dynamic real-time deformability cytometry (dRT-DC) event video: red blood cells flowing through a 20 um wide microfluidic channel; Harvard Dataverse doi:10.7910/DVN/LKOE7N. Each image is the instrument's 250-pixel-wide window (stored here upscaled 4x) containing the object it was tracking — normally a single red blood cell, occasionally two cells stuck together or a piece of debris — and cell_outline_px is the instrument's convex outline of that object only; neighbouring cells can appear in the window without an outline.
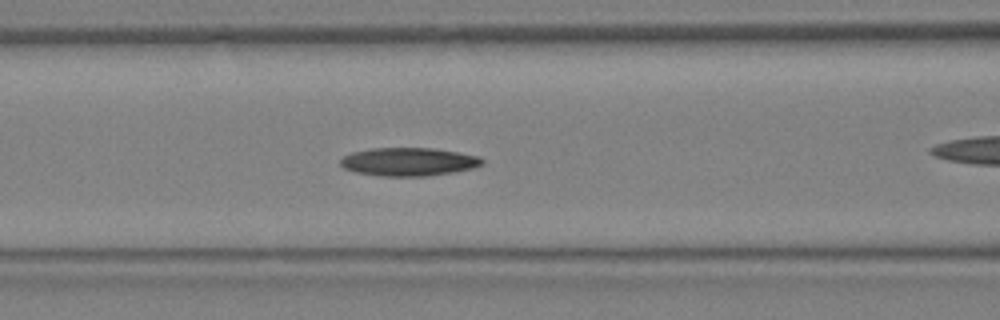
{"species": "Egyptian fruit bat (a non-hibernating species)", "species_latin": "Rousettus aegyptiacus", "temperature_condition": "warm", "stored_images_in_passage": 11, "camera_frame_rate_fps": 3000, "um_per_image_px": 0.085, "animal": {"sex": "female"}, "frame": {"image": 1, "passage_image": 8, "time_ms": 2.333, "image_size_px": [1000, 320], "cell_outline_px": [[484, 164], [472, 168], [452, 172], [428, 176], [384, 176], [356, 172], [344, 168], [340, 164], [340, 160], [344, 156], [352, 152], [372, 148], [432, 148], [456, 152], [476, 156], [484, 160]], "centroid_in_image_um": [34.72, 13.75], "position_along_channel_um": 131.9, "area_um2": 23.12}}